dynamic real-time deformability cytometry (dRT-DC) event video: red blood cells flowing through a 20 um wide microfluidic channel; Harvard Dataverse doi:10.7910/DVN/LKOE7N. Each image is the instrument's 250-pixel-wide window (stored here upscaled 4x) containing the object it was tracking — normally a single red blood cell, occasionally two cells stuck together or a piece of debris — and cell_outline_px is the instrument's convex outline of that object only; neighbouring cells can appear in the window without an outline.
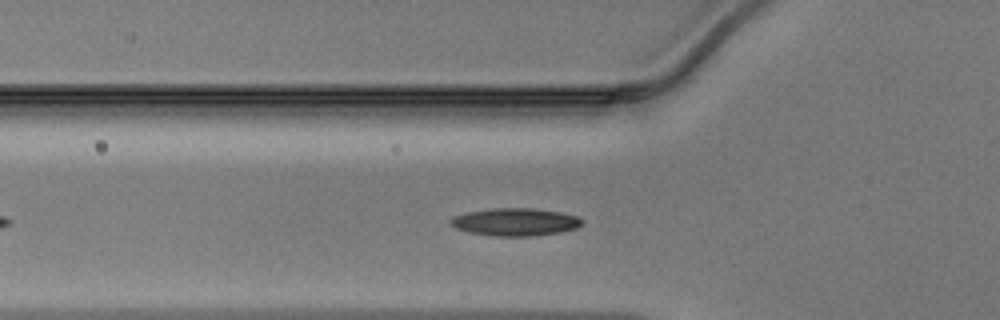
{"species": "Egyptian fruit bat (a non-hibernating species)", "species_latin": "Rousettus aegyptiacus", "temperature_condition": "warm", "stored_images_in_passage": 35, "camera_frame_rate_fps": 3000, "um_per_image_px": 0.085, "animal": {"sex": "male"}, "frame": {"image": 1, "passage_image": 3, "time_ms": 0.667, "image_size_px": [1000, 320], "cell_outline_px": [[584, 224], [576, 228], [560, 232], [532, 236], [496, 236], [468, 232], [456, 228], [448, 224], [448, 220], [452, 216], [468, 212], [492, 208], [532, 208], [560, 212], [576, 216], [584, 220]], "centroid_in_image_um": [43.77, 18.86], "position_along_channel_um": 82.0, "area_um2": 21.33}}
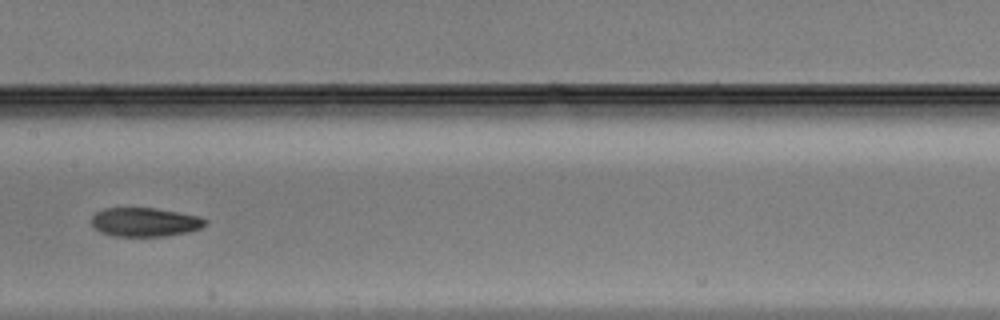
{"frame": {"image": 2, "passage_image": 11, "time_ms": 3.333, "image_size_px": [1000, 320], "cell_outline_px": [[204, 224], [200, 228], [188, 232], [164, 236], [112, 236], [100, 232], [92, 224], [92, 216], [96, 212], [104, 208], [156, 208], [196, 216], [204, 220]], "centroid_in_image_um": [12.25, 18.88], "position_along_channel_um": 195.2, "area_um2": 18.84}}
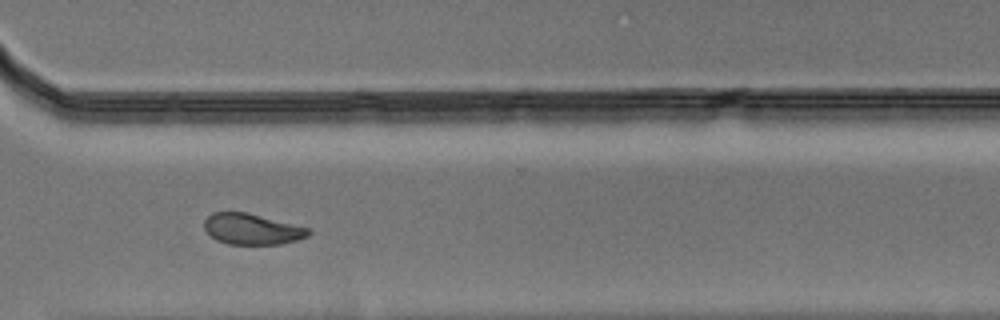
{"frame": {"image": 3, "passage_image": 22, "time_ms": 7.0, "image_size_px": [1000, 320], "cell_outline_px": [[312, 232], [308, 236], [296, 240], [280, 244], [228, 244], [216, 240], [204, 228], [204, 220], [212, 212], [248, 212], [308, 228]], "centroid_in_image_um": [21.4, 19.47], "position_along_channel_um": 349.2, "area_um2": 18.67}}